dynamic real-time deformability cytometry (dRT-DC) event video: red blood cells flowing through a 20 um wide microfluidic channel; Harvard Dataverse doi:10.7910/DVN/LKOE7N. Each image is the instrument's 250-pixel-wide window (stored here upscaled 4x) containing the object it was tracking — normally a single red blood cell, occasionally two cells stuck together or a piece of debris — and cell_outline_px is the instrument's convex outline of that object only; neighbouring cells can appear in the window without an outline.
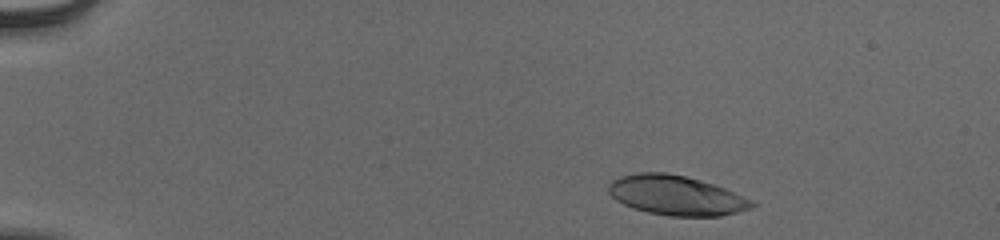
{"species": "human", "species_latin": "Homo sapiens", "temperature_condition": "cold", "stored_images_in_passage": 45, "camera_frame_rate_fps": 3000, "um_per_image_px": 0.085, "donor": {"sex": "male"}, "frame": {"image": 1, "passage_image": 4, "time_ms": 1.0, "image_size_px": [1000, 240], "cell_outline_px": [[756, 204], [752, 208], [720, 216], [668, 216], [648, 212], [624, 204], [616, 200], [608, 192], [608, 184], [612, 180], [620, 176], [636, 172], [664, 172], [684, 176], [700, 180], [724, 188], [752, 200]], "centroid_in_image_um": [57.45, 16.6], "position_along_channel_um": 27.5, "area_um2": 32.95}}
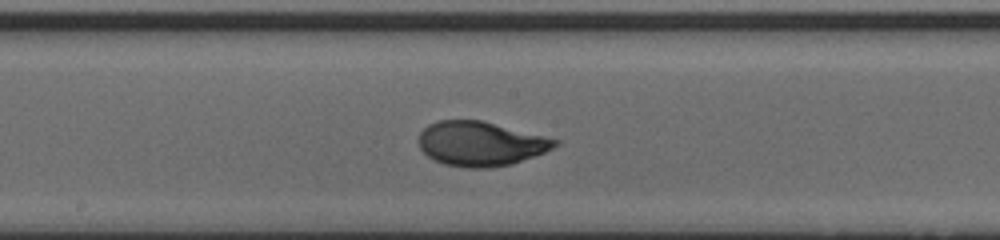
{"frame": {"image": 2, "passage_image": 26, "time_ms": 8.333, "image_size_px": [1000, 240], "cell_outline_px": [[560, 144], [544, 152], [512, 164], [492, 168], [464, 168], [444, 164], [428, 156], [420, 148], [416, 140], [420, 132], [428, 124], [436, 120], [480, 120], [560, 140]], "centroid_in_image_um": [40.81, 12.22], "position_along_channel_um": 207.4, "area_um2": 35.37}}
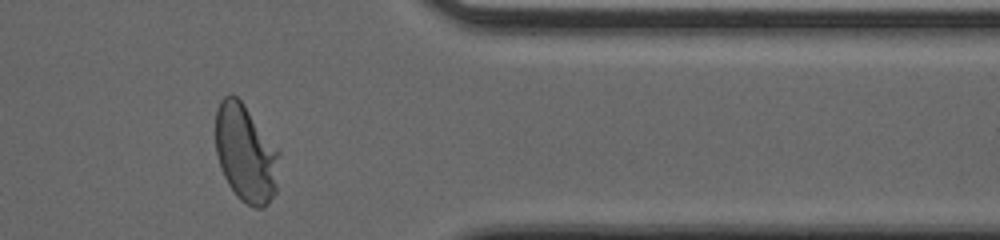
{"frame": {"image": 3, "passage_image": 41, "time_ms": 13.333, "image_size_px": [1000, 240], "cell_outline_px": [[280, 152], [276, 192], [268, 204], [264, 208], [252, 208], [240, 200], [236, 196], [228, 184], [224, 176], [216, 152], [216, 108], [220, 100], [228, 92], [232, 92], [244, 104]], "centroid_in_image_um": [20.89, 13.04], "position_along_channel_um": 390.5, "area_um2": 36.47}, "authors_computed_cell_mechanics": {"area_um2": 34.391, "velocity_mm_per_s": 3.8612, "shape_relaxation_time_tau1_ms": 2.7687, "shape_relaxation_time_tau2_ms": null, "deformation_change_tau1": 0.1821, "deformation_change_tau2": null}}